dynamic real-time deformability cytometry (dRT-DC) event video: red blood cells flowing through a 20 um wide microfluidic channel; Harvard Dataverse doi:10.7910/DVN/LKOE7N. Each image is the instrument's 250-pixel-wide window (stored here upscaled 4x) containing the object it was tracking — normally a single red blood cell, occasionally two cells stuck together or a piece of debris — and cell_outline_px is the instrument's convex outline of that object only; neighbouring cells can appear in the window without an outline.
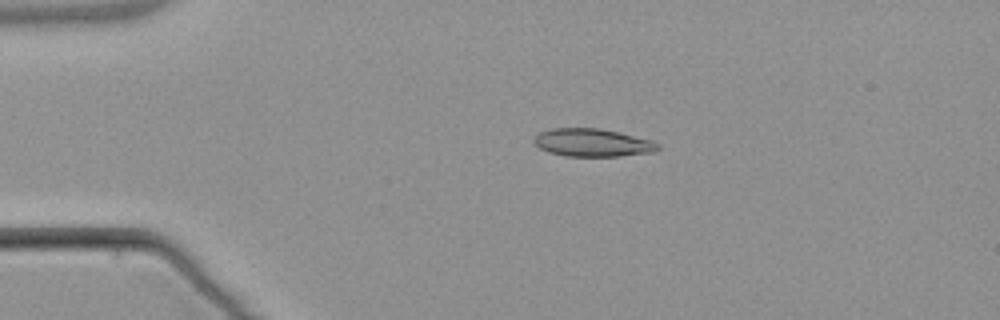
{"species": "common noctule bat (a hibernating species)", "species_latin": "Nyctalus noctula", "temperature_condition": "warm", "stored_images_in_passage": 3, "camera_frame_rate_fps": 3000, "um_per_image_px": 0.085, "animal": {"sex": "male", "body_mass_g": 21.5, "forearm_length_mm": 52.0}, "frame": {"image": 1, "passage_image": 2, "time_ms": 1.333, "image_size_px": [1000, 320], "cell_outline_px": [[660, 148], [656, 152], [620, 156], [564, 156], [548, 152], [540, 148], [532, 140], [540, 132], [552, 128], [600, 128], [620, 132], [652, 140], [660, 144]], "centroid_in_image_um": [50.4, 12.13], "position_along_channel_um": 34.6, "area_um2": 20.35}}